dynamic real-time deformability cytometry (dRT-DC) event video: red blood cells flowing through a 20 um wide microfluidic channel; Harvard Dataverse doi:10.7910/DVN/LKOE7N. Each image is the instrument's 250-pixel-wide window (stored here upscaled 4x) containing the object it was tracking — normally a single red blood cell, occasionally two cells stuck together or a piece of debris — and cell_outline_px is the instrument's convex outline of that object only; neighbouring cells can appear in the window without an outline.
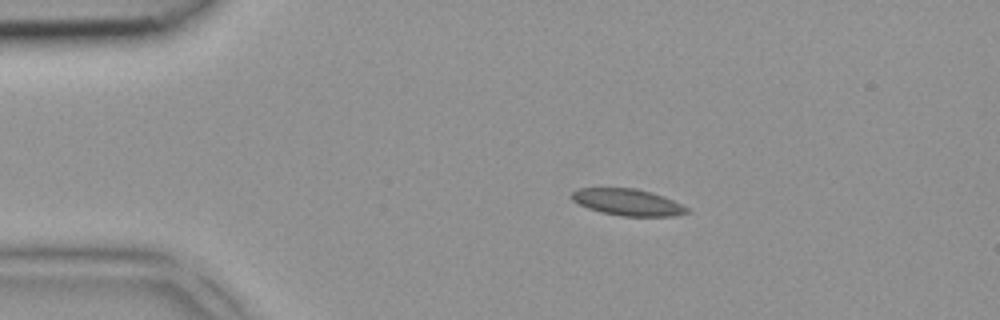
{"species": "common noctule bat (a hibernating species)", "species_latin": "Nyctalus noctula", "temperature_condition": "room temperature", "stored_images_in_passage": 2, "camera_frame_rate_fps": 3000, "um_per_image_px": 0.085, "animal": {"sex": "female", "body_mass_g": 18.4}, "frame": {"image": 1, "passage_image": 1, "time_ms": 0.0, "image_size_px": [1000, 320], "cell_outline_px": [[692, 212], [672, 216], [624, 216], [600, 212], [588, 208], [572, 200], [568, 196], [572, 192], [580, 188], [636, 188], [652, 192], [664, 196], [688, 208]], "centroid_in_image_um": [53.34, 17.18], "position_along_channel_um": 31.7, "area_um2": 17.92}}
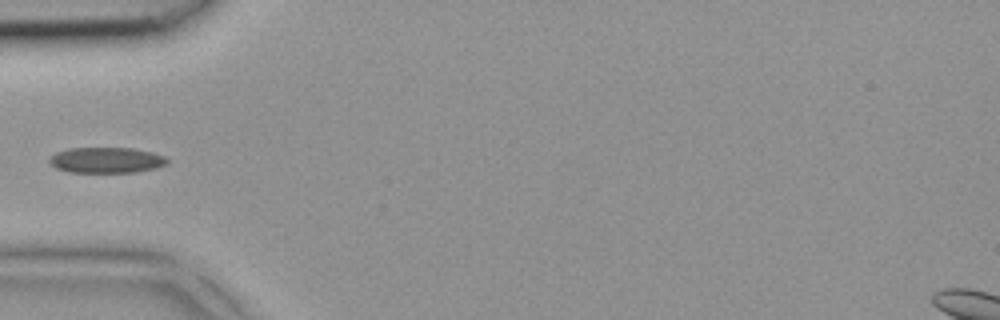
{"frame": {"image": 2, "passage_image": 2, "time_ms": 0.333, "image_size_px": [1000, 320], "cell_outline_px": [[168, 164], [156, 168], [136, 172], [68, 172], [56, 168], [48, 160], [56, 152], [68, 148], [132, 148], [152, 152], [164, 156], [168, 160]], "centroid_in_image_um": [9.06, 13.61], "position_along_channel_um": 75.9, "area_um2": 17.63}}